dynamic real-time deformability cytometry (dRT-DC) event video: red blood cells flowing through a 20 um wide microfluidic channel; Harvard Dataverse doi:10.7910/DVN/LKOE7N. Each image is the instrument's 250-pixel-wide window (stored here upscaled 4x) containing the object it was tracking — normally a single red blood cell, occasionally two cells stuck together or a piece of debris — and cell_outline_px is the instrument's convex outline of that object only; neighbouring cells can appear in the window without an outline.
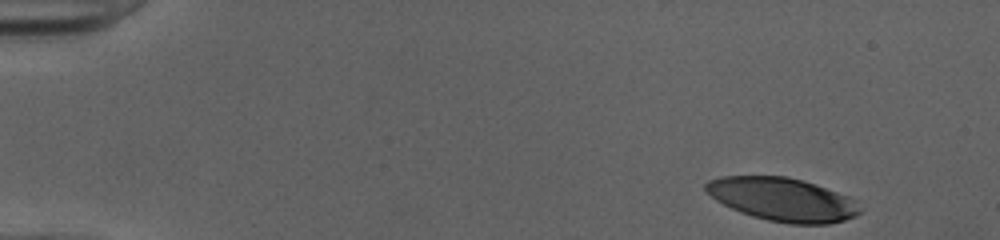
{"species": "human", "species_latin": "Homo sapiens", "temperature_condition": "cold", "stored_images_in_passage": 40, "camera_frame_rate_fps": 3000, "um_per_image_px": 0.085, "donor": {"sex": "female"}, "frame": {"image": 1, "passage_image": 1, "time_ms": 0.0, "image_size_px": [1000, 240], "cell_outline_px": [[864, 208], [856, 216], [844, 220], [828, 224], [788, 224], [768, 220], [752, 216], [740, 212], [716, 200], [704, 188], [704, 184], [708, 180], [720, 176], [788, 176], [816, 184], [848, 196], [856, 200]], "centroid_in_image_um": [66.55, 16.95], "position_along_channel_um": 18.4, "area_um2": 39.19}}
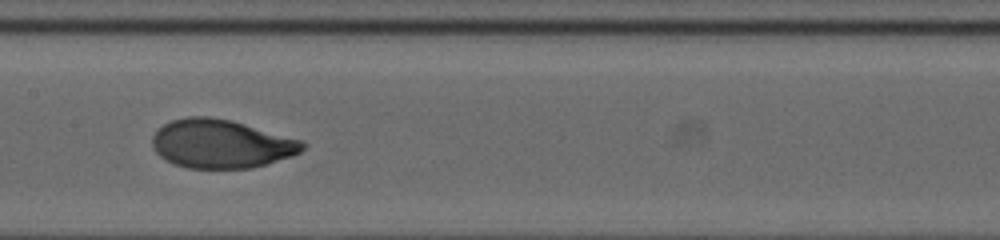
{"frame": {"image": 2, "passage_image": 23, "time_ms": 7.333, "image_size_px": [1000, 240], "cell_outline_px": [[308, 144], [300, 152], [292, 156], [268, 164], [252, 168], [188, 168], [164, 160], [152, 148], [152, 136], [164, 124], [172, 120], [188, 116], [208, 116], [232, 120], [304, 140]], "centroid_in_image_um": [18.83, 12.22], "position_along_channel_um": 188.6, "area_um2": 42.95}}
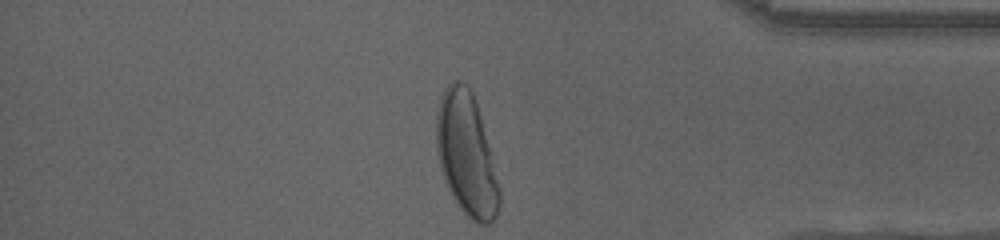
{"frame": {"image": 3, "passage_image": 40, "time_ms": 13.0, "image_size_px": [1000, 240], "cell_outline_px": [[500, 204], [496, 216], [488, 224], [476, 224], [460, 208], [452, 196], [448, 188], [436, 152], [436, 112], [440, 100], [448, 84], [456, 80], [468, 84], [472, 92], [480, 116], [500, 188]], "centroid_in_image_um": [39.64, 13.13], "position_along_channel_um": 395.6, "area_um2": 44.39}, "authors_computed_cell_mechanics": {"area_um2": 41.5293, "velocity_mm_per_s": 4.0151, "shape_relaxation_time_tau1_ms": 3.7753, "shape_relaxation_time_tau2_ms": null, "deformation_change_tau1": 0.217, "deformation_change_tau2": null}}